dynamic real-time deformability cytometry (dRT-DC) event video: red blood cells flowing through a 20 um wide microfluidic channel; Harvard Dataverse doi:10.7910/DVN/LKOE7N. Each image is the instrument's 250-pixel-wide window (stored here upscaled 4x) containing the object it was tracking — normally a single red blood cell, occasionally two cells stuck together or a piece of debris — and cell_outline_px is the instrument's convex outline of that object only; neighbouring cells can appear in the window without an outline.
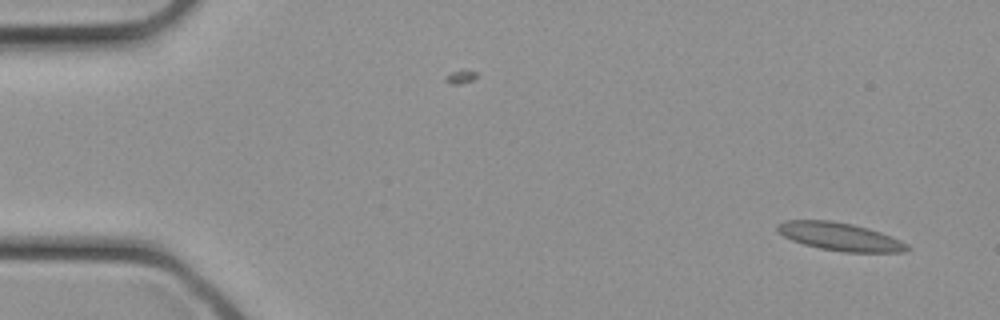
{"species": "common noctule bat (a hibernating species)", "species_latin": "Nyctalus noctula", "temperature_condition": "cold", "stored_images_in_passage": 31, "camera_frame_rate_fps": 3000, "um_per_image_px": 0.085, "animal": {"sex": "female", "body_mass_g": 21.9}, "frame": {"image": 1, "passage_image": 1, "time_ms": 0.0, "image_size_px": [1000, 320], "cell_outline_px": [[912, 248], [904, 252], [844, 252], [820, 248], [804, 244], [792, 240], [784, 236], [776, 228], [776, 224], [784, 220], [832, 220], [852, 224], [868, 228], [880, 232], [900, 240], [908, 244]], "centroid_in_image_um": [71.4, 20.11], "position_along_channel_um": 13.6, "area_um2": 21.15}}
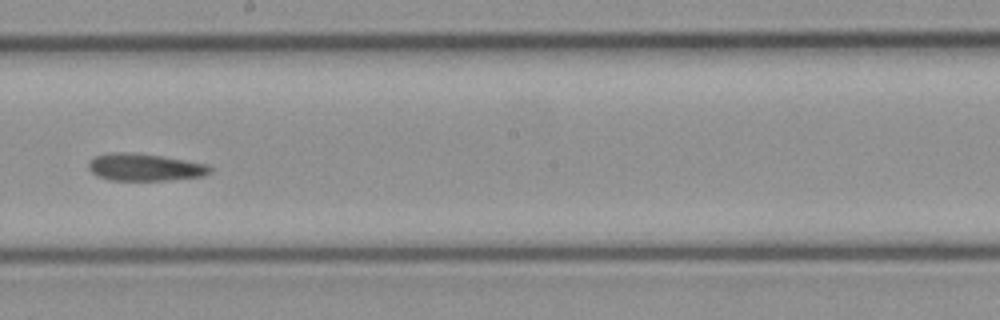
{"frame": {"image": 2, "passage_image": 17, "time_ms": 5.333, "image_size_px": [1000, 320], "cell_outline_px": [[212, 172], [204, 176], [168, 180], [112, 180], [100, 176], [92, 172], [88, 168], [88, 160], [96, 156], [108, 152], [136, 152], [208, 164], [212, 168]], "centroid_in_image_um": [12.31, 14.2], "position_along_channel_um": 235.9, "area_um2": 19.36}}
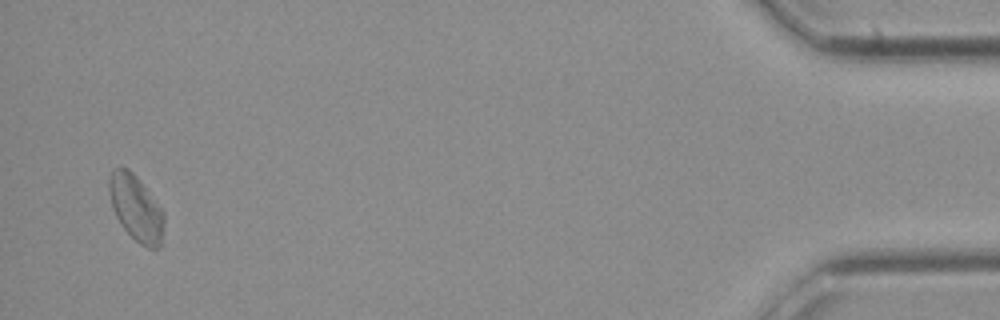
{"frame": {"image": 3, "passage_image": 30, "time_ms": 9.667, "image_size_px": [1000, 320], "cell_outline_px": [[164, 220], [160, 248], [148, 248], [140, 244], [124, 228], [116, 216], [108, 192], [108, 176], [112, 168], [128, 168], [140, 180], [160, 208], [164, 216]], "centroid_in_image_um": [11.53, 17.66], "position_along_channel_um": 423.7, "area_um2": 20.75}}